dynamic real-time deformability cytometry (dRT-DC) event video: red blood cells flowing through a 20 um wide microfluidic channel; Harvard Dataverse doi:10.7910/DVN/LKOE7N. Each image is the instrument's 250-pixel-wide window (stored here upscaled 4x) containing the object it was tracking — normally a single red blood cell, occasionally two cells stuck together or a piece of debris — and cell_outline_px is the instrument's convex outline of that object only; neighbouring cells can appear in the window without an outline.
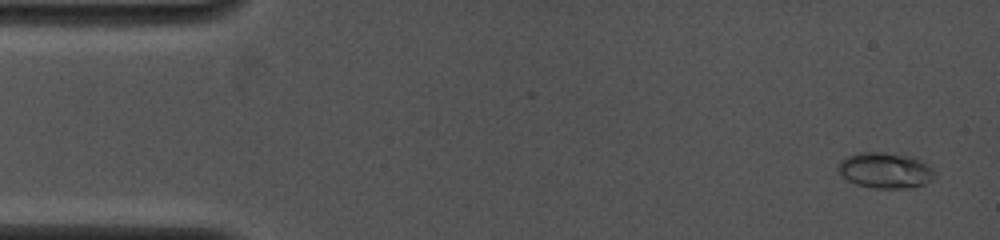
{"species": "common noctule bat (a hibernating species)", "species_latin": "Nyctalus noctula", "temperature_condition": "cold", "stored_images_in_passage": 4, "camera_frame_rate_fps": 4000, "um_per_image_px": 0.085, "animal": {"sex": "female", "body_mass_g": 19.0, "forearm_length_mm": 53.3}, "frame": {"image": 1, "passage_image": 1, "time_ms": 0.0, "image_size_px": [1000, 240], "cell_outline_px": [[936, 176], [932, 180], [924, 184], [912, 188], [876, 188], [856, 184], [840, 176], [836, 164], [840, 160], [848, 156], [860, 152], [884, 152], [912, 156], [920, 160], [932, 168]], "centroid_in_image_um": [75.23, 14.48], "position_along_channel_um": 9.8, "area_um2": 20.29}}